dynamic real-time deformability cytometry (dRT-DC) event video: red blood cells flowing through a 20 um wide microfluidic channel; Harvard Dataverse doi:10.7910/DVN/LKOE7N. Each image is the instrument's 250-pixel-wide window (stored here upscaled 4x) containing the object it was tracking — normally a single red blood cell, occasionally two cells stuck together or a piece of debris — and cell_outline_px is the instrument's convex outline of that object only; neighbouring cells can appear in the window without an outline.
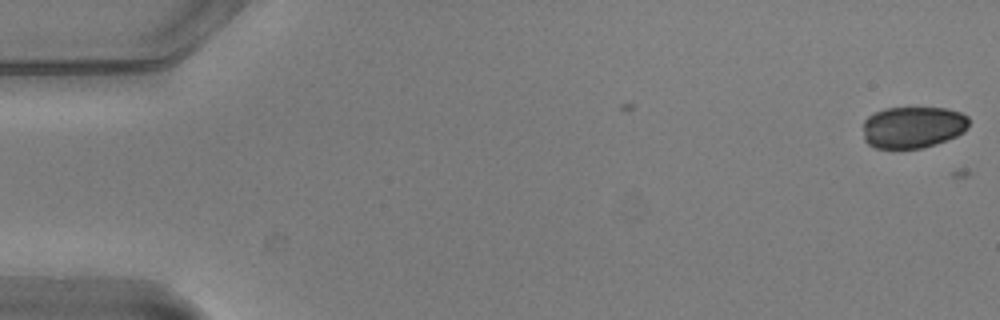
{"species": "common noctule bat (a hibernating species)", "species_latin": "Nyctalus noctula", "temperature_condition": "warm", "stored_images_in_passage": 4, "camera_frame_rate_fps": 3000, "um_per_image_px": 0.085, "animal": {"sex": "male", "body_mass_g": 20.5, "forearm_length_mm": 52.5}, "frame": {"image": 1, "passage_image": 4, "time_ms": 1.0, "image_size_px": [1000, 320], "cell_outline_px": [[968, 128], [964, 132], [956, 136], [936, 144], [920, 148], [876, 148], [868, 144], [864, 140], [864, 120], [868, 116], [884, 108], [948, 108], [960, 112], [968, 116]], "centroid_in_image_um": [77.6, 10.81], "position_along_channel_um": 7.4, "area_um2": 25.78}}